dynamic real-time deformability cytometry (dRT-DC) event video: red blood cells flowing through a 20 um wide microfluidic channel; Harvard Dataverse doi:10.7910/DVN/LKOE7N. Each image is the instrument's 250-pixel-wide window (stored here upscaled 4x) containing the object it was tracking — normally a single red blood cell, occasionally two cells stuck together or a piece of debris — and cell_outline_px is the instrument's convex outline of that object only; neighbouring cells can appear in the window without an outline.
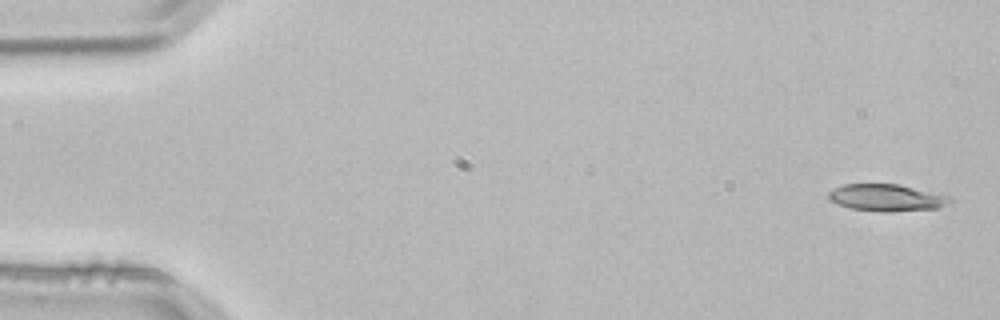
{"species": "common noctule bat (a hibernating species)", "species_latin": "Nyctalus noctula", "temperature_condition": "room temperature", "stored_images_in_passage": 3, "camera_frame_rate_fps": 3000, "um_per_image_px": 0.085, "animal": {"sex": "male", "body_mass_g": 21.5, "forearm_length_mm": 52.0}, "frame": {"image": 1, "passage_image": 1, "time_ms": 0.0, "image_size_px": [1000, 320], "cell_outline_px": [[952, 200], [948, 204], [940, 208], [888, 212], [880, 212], [852, 208], [828, 200], [828, 192], [844, 184], [896, 184], [948, 196]], "centroid_in_image_um": [75.35, 16.81], "position_along_channel_um": 9.7, "area_um2": 18.79}}
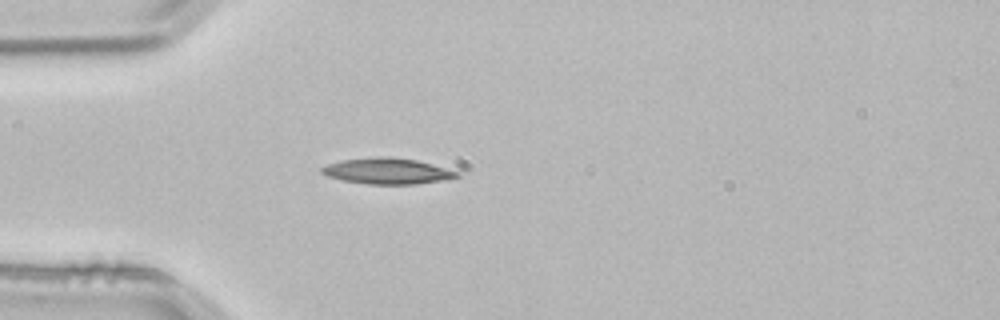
{"frame": {"image": 2, "passage_image": 3, "time_ms": 0.667, "image_size_px": [1000, 320], "cell_outline_px": [[460, 176], [444, 180], [416, 184], [368, 184], [344, 180], [328, 176], [320, 172], [320, 168], [328, 164], [340, 160], [380, 156], [388, 156], [416, 160], [432, 164], [460, 172]], "centroid_in_image_um": [32.93, 14.53], "position_along_channel_um": 52.1, "area_um2": 20.4}}